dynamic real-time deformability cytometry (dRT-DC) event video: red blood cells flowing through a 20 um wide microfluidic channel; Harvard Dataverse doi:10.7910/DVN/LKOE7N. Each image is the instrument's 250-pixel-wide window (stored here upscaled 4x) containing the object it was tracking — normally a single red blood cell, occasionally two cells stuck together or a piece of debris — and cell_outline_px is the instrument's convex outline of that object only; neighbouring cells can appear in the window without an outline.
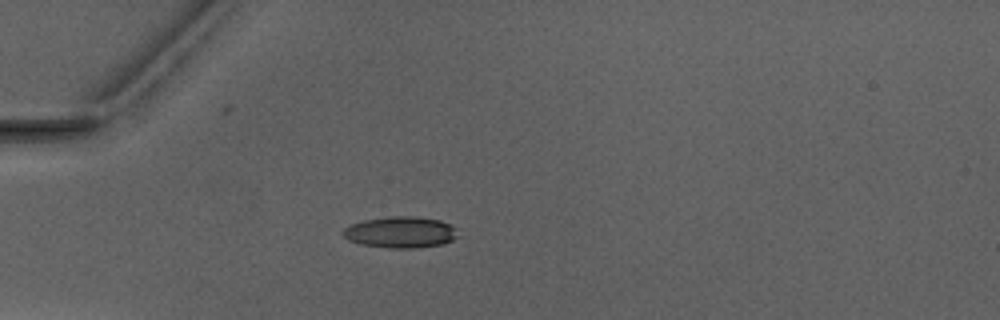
{"species": "Egyptian fruit bat (a non-hibernating species)", "species_latin": "Rousettus aegyptiacus", "temperature_condition": "warm", "stored_images_in_passage": 2, "camera_frame_rate_fps": 3000, "um_per_image_px": 0.085, "animal": {"sex": "male"}, "frame": {"image": 1, "passage_image": 1, "time_ms": 0.0, "image_size_px": [1000, 320], "cell_outline_px": [[460, 236], [452, 240], [440, 244], [412, 248], [388, 248], [364, 244], [348, 240], [340, 232], [344, 228], [352, 224], [364, 220], [392, 216], [416, 216], [440, 220], [452, 224], [456, 228]], "centroid_in_image_um": [34.08, 19.73], "position_along_channel_um": 50.9, "area_um2": 20.98}}